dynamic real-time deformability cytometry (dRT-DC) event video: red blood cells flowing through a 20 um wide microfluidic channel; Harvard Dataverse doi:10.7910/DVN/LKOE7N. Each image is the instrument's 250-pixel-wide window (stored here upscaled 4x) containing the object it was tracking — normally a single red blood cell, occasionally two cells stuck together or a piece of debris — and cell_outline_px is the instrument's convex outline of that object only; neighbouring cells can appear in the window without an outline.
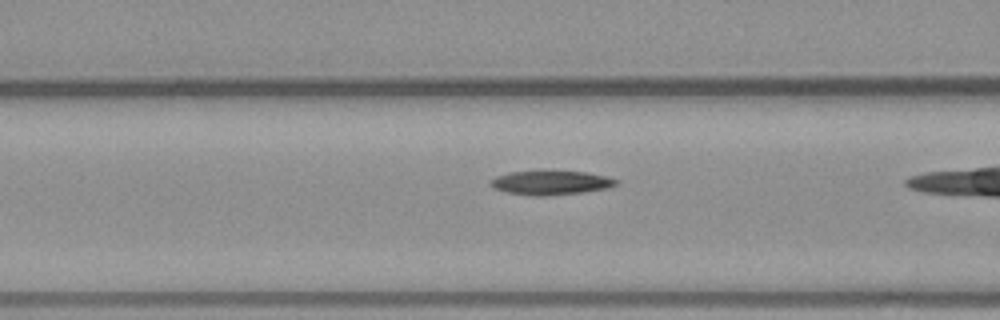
{"species": "common noctule bat (a hibernating species)", "species_latin": "Nyctalus noctula", "temperature_condition": "warm", "stored_images_in_passage": 16, "camera_frame_rate_fps": 3000, "um_per_image_px": 0.085, "animal": {"sex": "male", "body_mass_g": 23.1, "forearm_length_mm": 52.7}, "frame": {"image": 1, "passage_image": 14, "time_ms": 4.333, "image_size_px": [1000, 320], "cell_outline_px": [[616, 184], [608, 188], [580, 192], [544, 196], [536, 196], [508, 192], [492, 188], [488, 184], [488, 180], [496, 176], [508, 172], [588, 172], [604, 176], [616, 180]], "centroid_in_image_um": [46.73, 15.54], "position_along_channel_um": 119.9, "area_um2": 17.22}}